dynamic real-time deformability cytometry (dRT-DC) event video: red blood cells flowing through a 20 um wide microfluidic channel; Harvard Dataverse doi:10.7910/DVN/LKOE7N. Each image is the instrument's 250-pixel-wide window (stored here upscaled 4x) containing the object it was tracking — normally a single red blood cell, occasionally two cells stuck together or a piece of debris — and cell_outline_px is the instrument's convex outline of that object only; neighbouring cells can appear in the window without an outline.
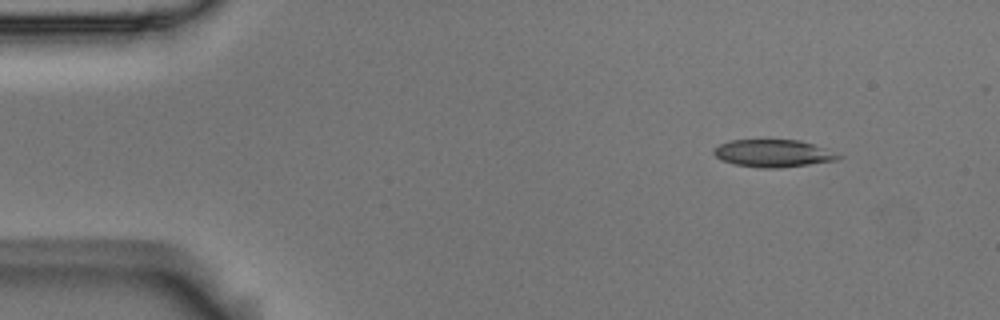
{"species": "Egyptian fruit bat (a non-hibernating species)", "species_latin": "Rousettus aegyptiacus", "temperature_condition": "room temperature", "stored_images_in_passage": 50, "camera_frame_rate_fps": 3000, "um_per_image_px": 0.085, "animal": {"sex": "male"}, "frame": {"image": 1, "passage_image": 1, "time_ms": 0.0, "image_size_px": [1000, 320], "cell_outline_px": [[844, 156], [836, 160], [780, 168], [760, 168], [732, 164], [720, 160], [712, 152], [712, 148], [728, 140], [800, 140], [824, 148]], "centroid_in_image_um": [65.66, 13.03], "position_along_channel_um": 19.3, "area_um2": 20.0}}
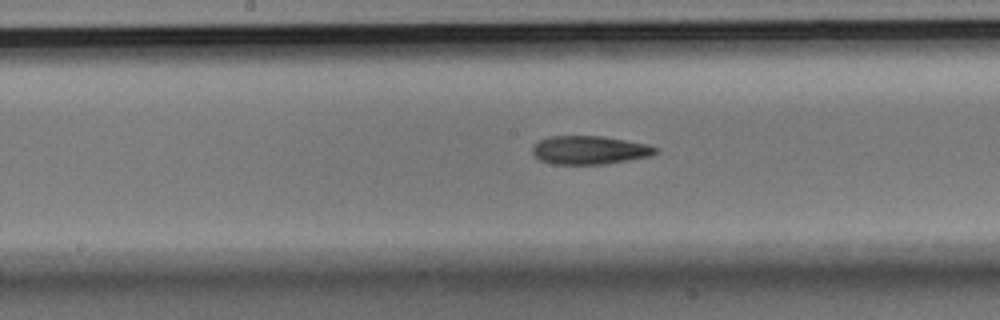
{"frame": {"image": 2, "passage_image": 23, "time_ms": 7.333, "image_size_px": [1000, 320], "cell_outline_px": [[660, 152], [648, 156], [628, 160], [604, 164], [552, 164], [540, 160], [532, 152], [532, 144], [548, 136], [600, 136], [648, 144], [660, 148]], "centroid_in_image_um": [50.11, 12.75], "position_along_channel_um": 198.1, "area_um2": 20.46}}
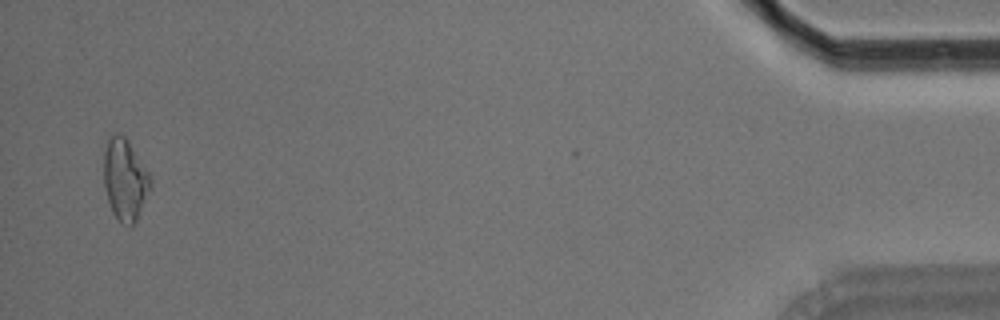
{"frame": {"image": 3, "passage_image": 49, "time_ms": 16.0, "image_size_px": [1000, 320], "cell_outline_px": [[152, 188], [132, 228], [128, 228], [120, 224], [112, 212], [104, 188], [104, 152], [108, 140], [112, 132], [120, 132], [128, 140], [148, 172], [152, 180]], "centroid_in_image_um": [10.63, 15.3], "position_along_channel_um": 424.6, "area_um2": 22.6}, "authors_computed_cell_mechanics": {"area_um2": 20.6635, "velocity_mm_per_s": 3.5966, "shape_relaxation_time_tau1_ms": null, "shape_relaxation_time_tau2_ms": 7.4574, "deformation_change_tau1": null, "deformation_change_tau2": 0.1919}}